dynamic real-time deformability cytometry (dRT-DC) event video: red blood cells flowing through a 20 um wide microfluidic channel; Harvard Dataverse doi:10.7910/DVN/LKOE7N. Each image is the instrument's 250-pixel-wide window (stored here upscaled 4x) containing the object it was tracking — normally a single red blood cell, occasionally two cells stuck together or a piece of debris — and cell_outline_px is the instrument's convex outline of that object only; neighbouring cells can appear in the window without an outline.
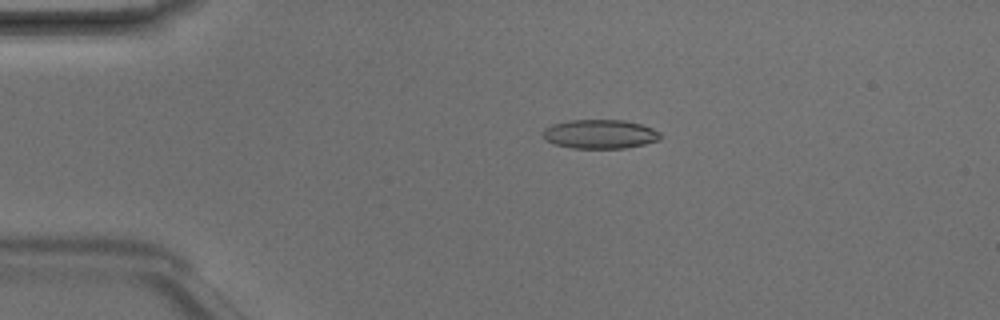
{"species": "Egyptian fruit bat (a non-hibernating species)", "species_latin": "Rousettus aegyptiacus", "temperature_condition": "room temperature", "stored_images_in_passage": 4, "camera_frame_rate_fps": 3000, "um_per_image_px": 0.085, "animal": {"sex": "male"}, "frame": {"image": 1, "passage_image": 3, "time_ms": 0.667, "image_size_px": [1000, 320], "cell_outline_px": [[660, 140], [644, 144], [624, 148], [572, 148], [556, 144], [548, 140], [544, 136], [544, 128], [552, 124], [568, 120], [624, 120], [640, 124], [652, 128], [660, 132]], "centroid_in_image_um": [51.02, 11.39], "position_along_channel_um": 34.0, "area_um2": 19.71}}